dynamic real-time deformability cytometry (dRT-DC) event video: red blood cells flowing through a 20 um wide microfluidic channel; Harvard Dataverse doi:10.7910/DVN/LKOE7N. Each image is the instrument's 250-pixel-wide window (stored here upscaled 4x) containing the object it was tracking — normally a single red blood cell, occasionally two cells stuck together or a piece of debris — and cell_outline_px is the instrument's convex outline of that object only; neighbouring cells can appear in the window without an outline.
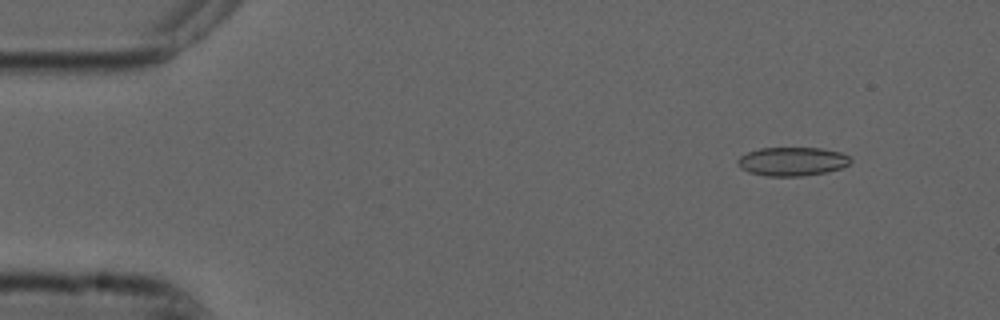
{"species": "common noctule bat (a hibernating species)", "species_latin": "Nyctalus noctula", "temperature_condition": "cold", "stored_images_in_passage": 55, "camera_frame_rate_fps": 3000, "um_per_image_px": 0.085, "animal": {"sex": "male", "forearm_length_mm": 52.5}, "frame": {"image": 1, "passage_image": 6, "time_ms": 1.667, "image_size_px": [1000, 320], "cell_outline_px": [[852, 160], [848, 164], [840, 168], [824, 172], [800, 176], [768, 176], [748, 172], [740, 168], [736, 160], [740, 156], [748, 152], [760, 148], [820, 148], [840, 152], [848, 156]], "centroid_in_image_um": [67.3, 13.72], "position_along_channel_um": 17.7, "area_um2": 18.73}}
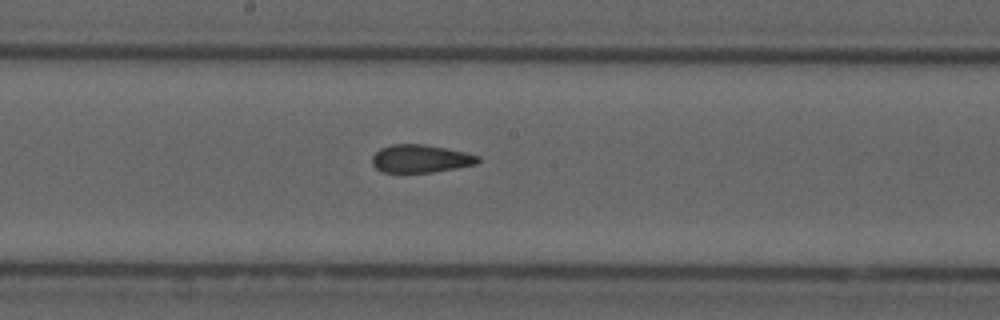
{"frame": {"image": 2, "passage_image": 29, "time_ms": 9.333, "image_size_px": [1000, 320], "cell_outline_px": [[480, 160], [476, 164], [456, 168], [432, 172], [384, 172], [376, 168], [372, 164], [372, 156], [380, 148], [392, 144], [424, 144], [464, 152], [480, 156]], "centroid_in_image_um": [35.74, 13.48], "position_along_channel_um": 212.5, "area_um2": 17.11}}
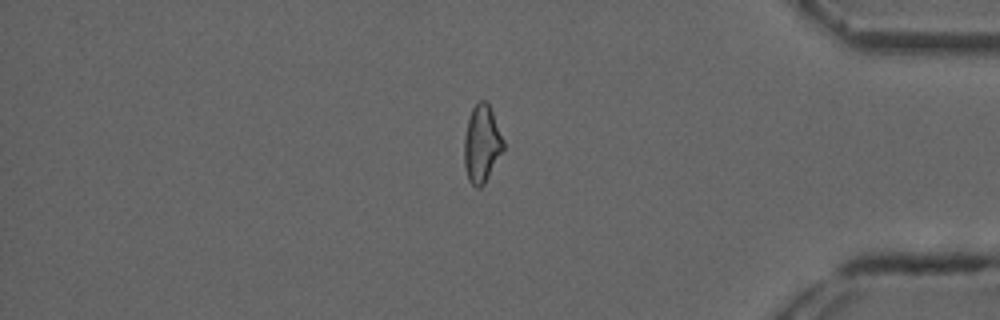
{"frame": {"image": 3, "passage_image": 46, "time_ms": 15.0, "image_size_px": [1000, 320], "cell_outline_px": [[504, 148], [484, 184], [480, 188], [476, 188], [468, 180], [464, 164], [464, 136], [468, 120], [472, 108], [480, 100], [484, 100], [488, 104], [492, 112], [504, 140]], "centroid_in_image_um": [40.94, 12.25], "position_along_channel_um": 394.3, "area_um2": 17.51}, "authors_computed_cell_mechanics": {"area_um2": 18.0914, "velocity_mm_per_s": 3.7468, "shape_relaxation_time_tau1_ms": null, "shape_relaxation_time_tau2_ms": 2.265, "deformation_change_tau1": null, "deformation_change_tau2": 0.1029}}